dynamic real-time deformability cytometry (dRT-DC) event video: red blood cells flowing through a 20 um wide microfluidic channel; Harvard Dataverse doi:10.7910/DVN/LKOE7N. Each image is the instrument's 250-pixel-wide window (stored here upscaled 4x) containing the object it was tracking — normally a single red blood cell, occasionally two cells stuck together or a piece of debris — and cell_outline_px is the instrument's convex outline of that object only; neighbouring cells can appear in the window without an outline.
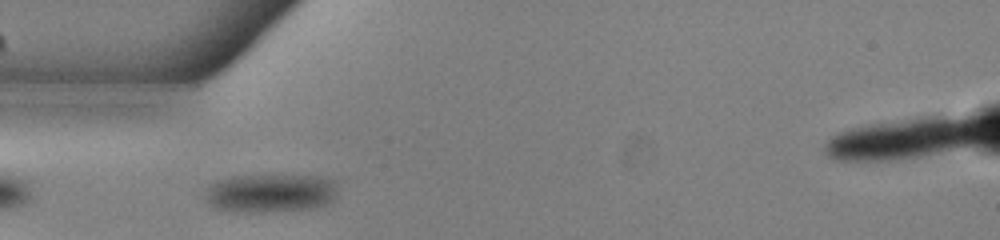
{"species": "common noctule bat (a hibernating species)", "species_latin": "Nyctalus noctula", "temperature_condition": "warm", "stored_images_in_passage": 33, "camera_frame_rate_fps": 3000, "um_per_image_px": 0.085, "animal": {"sex": "male", "body_mass_g": 13.0, "forearm_length_mm": 53.1}, "frame": {"image": 1, "passage_image": 1, "time_ms": 0.0, "image_size_px": [1000, 240], "cell_outline_px": [[336, 200], [328, 204], [316, 208], [280, 212], [232, 212], [216, 208], [208, 204], [208, 188], [212, 184], [220, 180], [232, 176], [320, 176], [336, 180]], "centroid_in_image_um": [23.08, 16.44], "position_along_channel_um": 61.9, "area_um2": 30.06}}
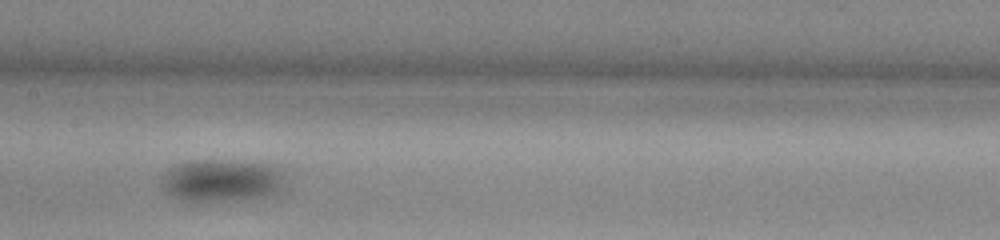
{"frame": {"image": 2, "passage_image": 11, "time_ms": 3.333, "image_size_px": [1000, 240], "cell_outline_px": [[284, 176], [276, 192], [268, 196], [192, 204], [188, 204], [172, 196], [164, 188], [164, 180], [168, 168], [176, 164], [188, 160], [224, 160], [272, 164], [280, 168]], "centroid_in_image_um": [18.81, 15.35], "position_along_channel_um": 188.6, "area_um2": 30.75}}
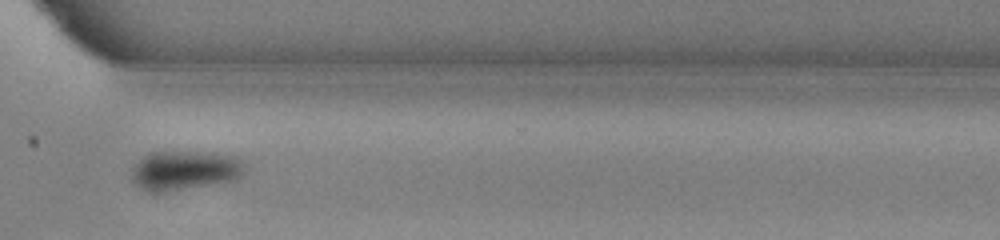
{"frame": {"image": 3, "passage_image": 24, "time_ms": 7.667, "image_size_px": [1000, 240], "cell_outline_px": [[244, 172], [236, 180], [164, 192], [148, 192], [140, 188], [132, 180], [132, 168], [136, 160], [148, 152], [212, 152], [236, 156], [240, 160]], "centroid_in_image_um": [15.65, 14.47], "position_along_channel_um": 355.0, "area_um2": 26.13}, "authors_computed_cell_mechanics": {"area_um2": 28.033, "velocity_mm_per_s": 3.8317, "shape_relaxation_time_tau1_ms": 2.8288, "shape_relaxation_time_tau2_ms": null, "deformation_change_tau1": 0.0625, "deformation_change_tau2": null}}